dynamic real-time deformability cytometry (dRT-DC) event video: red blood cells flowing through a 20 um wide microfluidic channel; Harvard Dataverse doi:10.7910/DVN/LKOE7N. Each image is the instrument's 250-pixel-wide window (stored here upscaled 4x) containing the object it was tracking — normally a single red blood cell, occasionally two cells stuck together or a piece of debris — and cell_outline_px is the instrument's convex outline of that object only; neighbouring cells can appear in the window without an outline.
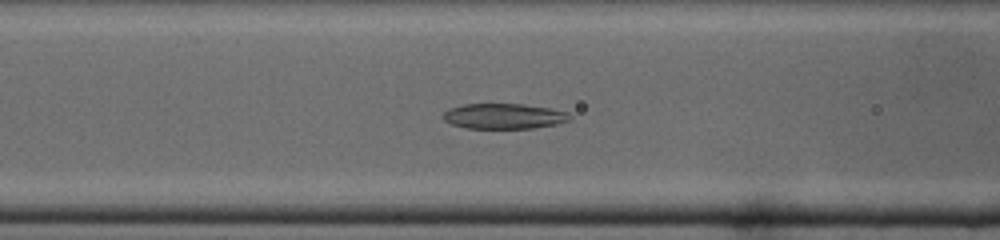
{"species": "common noctule bat (a hibernating species)", "species_latin": "Nyctalus noctula", "temperature_condition": "cold", "stored_images_in_passage": 42, "camera_frame_rate_fps": 3000, "um_per_image_px": 0.085, "animal": {"sex": "male", "body_mass_g": 19.0, "forearm_length_mm": 50.8}, "frame": {"image": 1, "passage_image": 16, "time_ms": 5.0, "image_size_px": [1000, 240], "cell_outline_px": [[572, 120], [556, 124], [532, 128], [468, 128], [452, 124], [444, 120], [444, 112], [448, 108], [464, 104], [524, 104], [548, 108], [568, 112], [572, 116]], "centroid_in_image_um": [42.86, 9.87], "position_along_channel_um": 123.7, "area_um2": 18.67}}
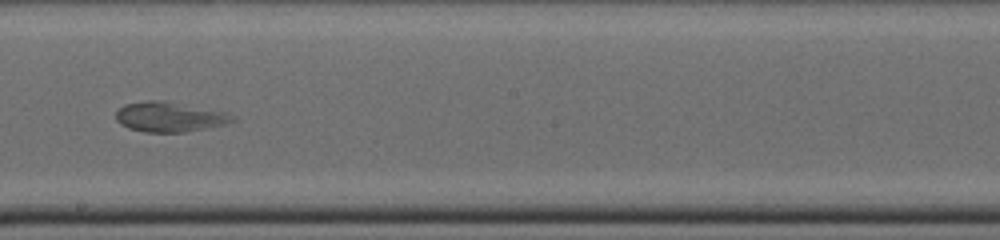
{"frame": {"image": 2, "passage_image": 23, "time_ms": 7.333, "image_size_px": [1000, 240], "cell_outline_px": [[236, 120], [224, 124], [184, 132], [144, 132], [128, 128], [120, 124], [116, 120], [116, 112], [124, 104], [148, 100], [160, 100], [224, 112]], "centroid_in_image_um": [14.32, 9.94], "position_along_channel_um": 233.9, "area_um2": 19.88}}
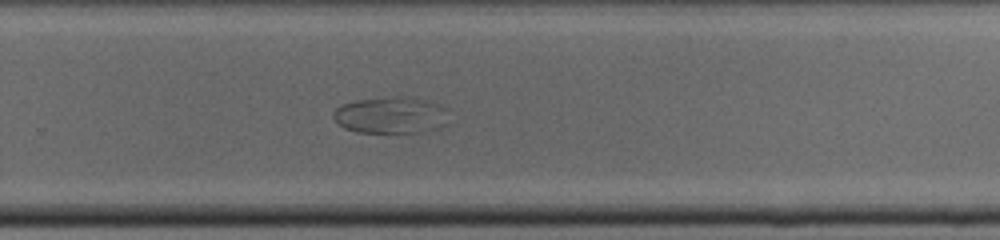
{"frame": {"image": 3, "passage_image": 27, "time_ms": 8.667, "image_size_px": [1000, 240], "cell_outline_px": [[448, 108], [420, 132], [356, 132], [344, 128], [332, 116], [332, 112], [340, 104], [356, 100], [396, 96], [428, 100], [440, 104]], "centroid_in_image_um": [32.96, 9.74], "position_along_channel_um": 296.8, "area_um2": 23.18}}